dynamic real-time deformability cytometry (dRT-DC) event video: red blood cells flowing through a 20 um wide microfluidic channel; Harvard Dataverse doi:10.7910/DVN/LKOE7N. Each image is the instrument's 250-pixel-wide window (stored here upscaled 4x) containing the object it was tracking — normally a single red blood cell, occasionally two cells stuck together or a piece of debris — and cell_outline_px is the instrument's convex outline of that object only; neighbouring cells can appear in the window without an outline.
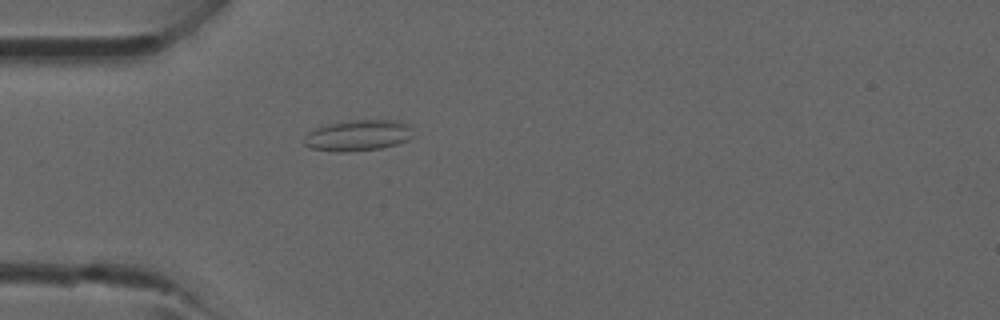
{"species": "common noctule bat (a hibernating species)", "species_latin": "Nyctalus noctula", "temperature_condition": "room temperature", "stored_images_in_passage": 1, "camera_frame_rate_fps": 3000, "um_per_image_px": 0.085, "animal": {"sex": "male", "forearm_length_mm": 52.5}, "frame": {"image": 1, "passage_image": 1, "time_ms": 0.0, "image_size_px": [1000, 320], "cell_outline_px": [[412, 136], [408, 140], [396, 144], [380, 148], [344, 152], [336, 152], [308, 148], [304, 144], [304, 140], [308, 132], [324, 124], [344, 120], [400, 120], [412, 124]], "centroid_in_image_um": [30.44, 11.49], "position_along_channel_um": 54.6, "area_um2": 20.06}}